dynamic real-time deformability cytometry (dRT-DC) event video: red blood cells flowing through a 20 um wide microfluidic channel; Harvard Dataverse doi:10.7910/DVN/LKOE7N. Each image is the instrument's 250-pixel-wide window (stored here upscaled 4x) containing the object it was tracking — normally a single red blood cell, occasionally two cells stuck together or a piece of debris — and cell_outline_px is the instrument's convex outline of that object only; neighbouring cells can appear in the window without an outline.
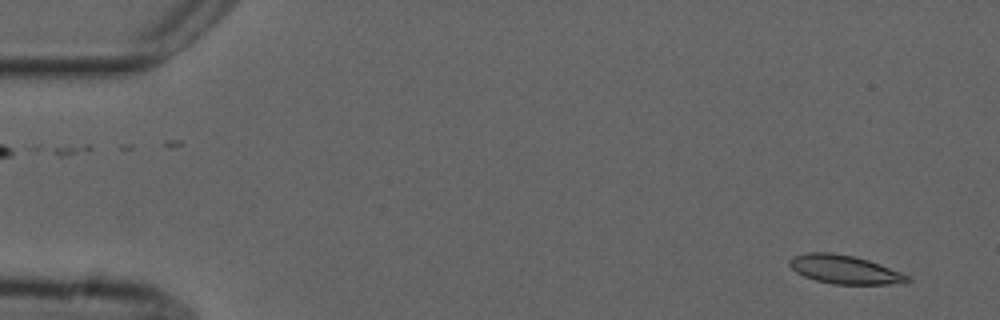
{"species": "common noctule bat (a hibernating species)", "species_latin": "Nyctalus noctula", "temperature_condition": "cold", "stored_images_in_passage": 52, "camera_frame_rate_fps": 3000, "um_per_image_px": 0.085, "animal": {"sex": "male", "forearm_length_mm": 52.5}, "frame": {"image": 1, "passage_image": 1, "time_ms": 0.0, "image_size_px": [1000, 320], "cell_outline_px": [[912, 280], [904, 284], [832, 284], [816, 280], [804, 276], [796, 272], [788, 264], [788, 260], [792, 256], [808, 252], [832, 252], [852, 256], [868, 260], [900, 272], [908, 276]], "centroid_in_image_um": [71.77, 22.91], "position_along_channel_um": 13.2, "area_um2": 19.65}}
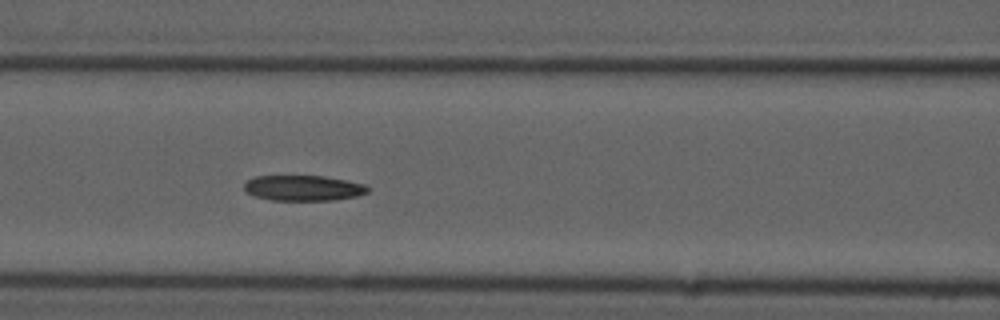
{"frame": {"image": 2, "passage_image": 21, "time_ms": 6.667, "image_size_px": [1000, 320], "cell_outline_px": [[372, 188], [368, 192], [356, 196], [332, 200], [272, 200], [256, 196], [248, 192], [244, 188], [244, 184], [248, 180], [256, 176], [324, 176], [364, 184]], "centroid_in_image_um": [25.81, 15.98], "position_along_channel_um": 140.8, "area_um2": 18.15}}
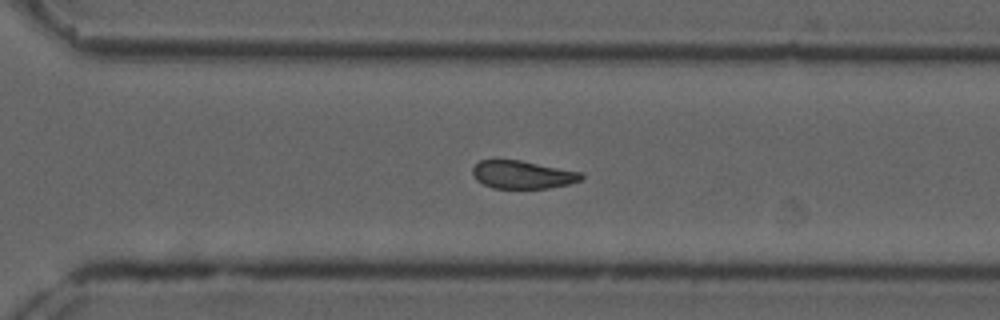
{"frame": {"image": 3, "passage_image": 36, "time_ms": 11.667, "image_size_px": [1000, 320], "cell_outline_px": [[584, 176], [580, 180], [568, 184], [548, 188], [492, 188], [476, 180], [472, 172], [472, 168], [480, 160], [520, 160], [580, 172]], "centroid_in_image_um": [44.39, 14.85], "position_along_channel_um": 326.2, "area_um2": 17.51}, "authors_computed_cell_mechanics": {"area_um2": 19.0162, "velocity_mm_per_s": 3.719, "shape_relaxation_time_tau1_ms": 9.231, "shape_relaxation_time_tau2_ms": null, "deformation_change_tau1": 0.1887, "deformation_change_tau2": null}}